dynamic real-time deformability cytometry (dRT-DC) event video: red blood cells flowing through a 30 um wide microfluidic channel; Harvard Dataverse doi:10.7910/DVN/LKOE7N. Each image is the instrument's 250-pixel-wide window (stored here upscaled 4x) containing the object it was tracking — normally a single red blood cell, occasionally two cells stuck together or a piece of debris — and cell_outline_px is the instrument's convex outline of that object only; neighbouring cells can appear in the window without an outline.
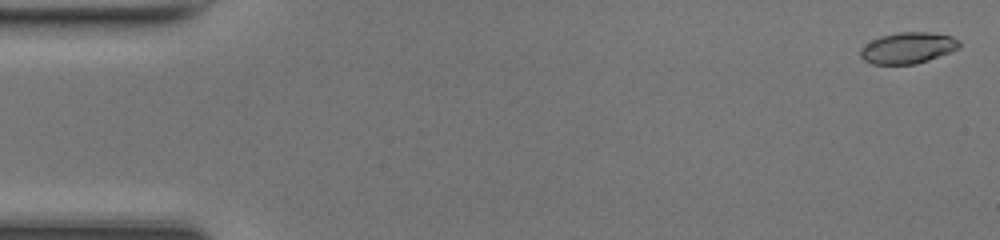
{"species": "common noctule bat (a hibernating species)", "species_latin": "Nyctalus noctula", "temperature_condition": "room temperature", "stored_images_in_passage": 49, "camera_frame_rate_fps": 3000, "um_per_image_px": 0.085, "animal": {"sex": "female", "body_mass_g": 17.0, "forearm_length_mm": 48.0}, "frame": {"image": 1, "passage_image": 2, "time_ms": 0.333, "image_size_px": [1000, 240], "cell_outline_px": [[960, 48], [928, 60], [916, 64], [872, 64], [864, 60], [860, 56], [860, 48], [864, 44], [880, 36], [900, 32], [928, 32], [952, 36], [960, 40]], "centroid_in_image_um": [77.16, 4.07], "position_along_channel_um": 7.8, "area_um2": 18.03}}
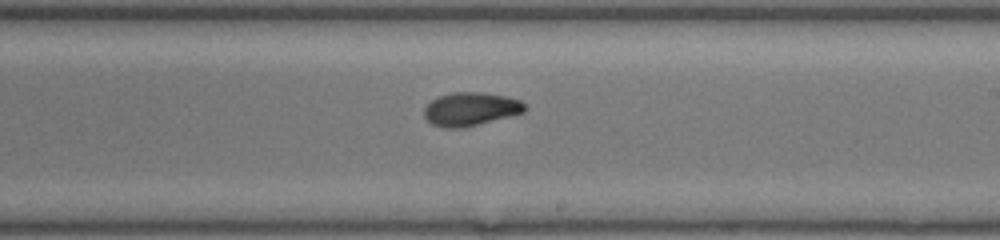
{"frame": {"image": 2, "passage_image": 29, "time_ms": 9.333, "image_size_px": [1000, 240], "cell_outline_px": [[524, 112], [464, 128], [444, 128], [432, 124], [424, 116], [424, 108], [432, 100], [440, 96], [452, 92], [484, 92], [508, 96], [520, 100], [524, 104]], "centroid_in_image_um": [39.99, 9.26], "position_along_channel_um": 249.0, "area_um2": 19.54}}
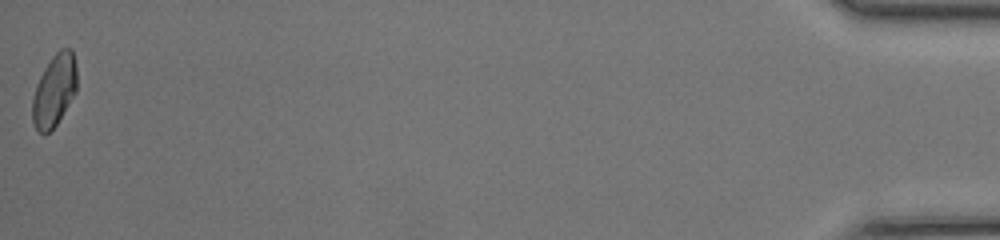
{"frame": {"image": 3, "passage_image": 49, "time_ms": 16.0, "image_size_px": [1000, 240], "cell_outline_px": [[76, 92], [56, 124], [44, 136], [36, 128], [32, 120], [32, 100], [36, 84], [44, 68], [52, 56], [60, 48], [72, 48], [76, 64]], "centroid_in_image_um": [4.61, 7.66], "position_along_channel_um": 430.6, "area_um2": 18.67}, "authors_computed_cell_mechanics": {"area_um2": 18.7272, "velocity_mm_per_s": 4.3301, "shape_relaxation_time_tau1_ms": 4.5967, "shape_relaxation_time_tau2_ms": 1.0681, "deformation_change_tau1": 0.1653, "deformation_change_tau2": 0.0436}}